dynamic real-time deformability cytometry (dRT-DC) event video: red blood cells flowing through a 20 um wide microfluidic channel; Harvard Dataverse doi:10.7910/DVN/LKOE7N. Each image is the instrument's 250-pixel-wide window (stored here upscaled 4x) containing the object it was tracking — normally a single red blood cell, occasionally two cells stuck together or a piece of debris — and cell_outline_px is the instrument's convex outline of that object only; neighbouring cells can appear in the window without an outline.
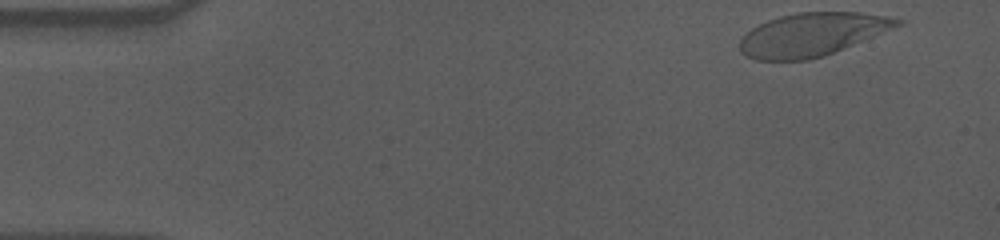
{"species": "human", "species_latin": "Homo sapiens", "temperature_condition": "cold", "stored_images_in_passage": 54, "camera_frame_rate_fps": 3000, "um_per_image_px": 0.085, "donor": {"sex": "male"}, "frame": {"image": 1, "passage_image": 1, "time_ms": 0.0, "image_size_px": [1000, 240], "cell_outline_px": [[904, 24], [824, 56], [808, 60], [756, 60], [740, 52], [740, 40], [752, 28], [768, 20], [780, 16], [800, 12], [860, 12], [888, 16], [904, 20]], "centroid_in_image_um": [69.05, 2.93], "position_along_channel_um": 15.9, "area_um2": 39.42}}
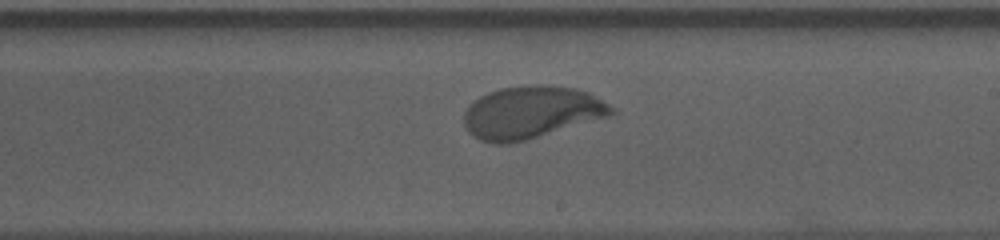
{"frame": {"image": 2, "passage_image": 30, "time_ms": 9.667, "image_size_px": [1000, 240], "cell_outline_px": [[616, 112], [608, 116], [524, 140], [508, 144], [492, 144], [480, 140], [468, 132], [464, 124], [464, 112], [480, 96], [488, 92], [500, 88], [528, 84], [544, 84], [576, 88], [588, 92], [616, 108]], "centroid_in_image_um": [45.15, 9.53], "position_along_channel_um": 243.9, "area_um2": 44.85}}
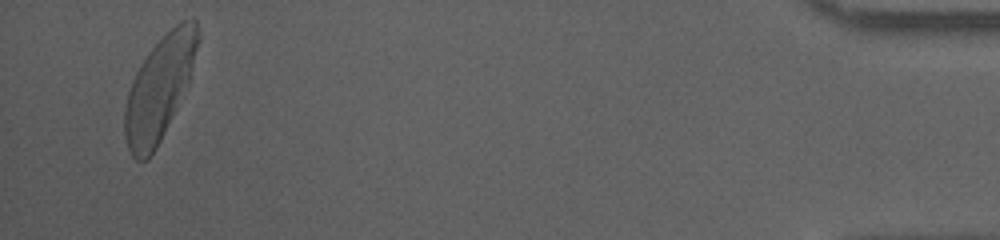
{"frame": {"image": 3, "passage_image": 52, "time_ms": 17.0, "image_size_px": [1000, 240], "cell_outline_px": [[200, 40], [188, 84], [156, 148], [148, 160], [136, 160], [132, 156], [128, 148], [124, 136], [124, 108], [128, 92], [132, 80], [140, 64], [148, 52], [180, 20], [192, 16], [196, 20], [200, 32]], "centroid_in_image_um": [13.56, 7.46], "position_along_channel_um": 421.6, "area_um2": 43.99}, "authors_computed_cell_mechanics": {"area_um2": 43.5812, "velocity_mm_per_s": 3.5155, "shape_relaxation_time_tau1_ms": 2.559, "shape_relaxation_time_tau2_ms": null, "deformation_change_tau1": 0.1577, "deformation_change_tau2": null}}